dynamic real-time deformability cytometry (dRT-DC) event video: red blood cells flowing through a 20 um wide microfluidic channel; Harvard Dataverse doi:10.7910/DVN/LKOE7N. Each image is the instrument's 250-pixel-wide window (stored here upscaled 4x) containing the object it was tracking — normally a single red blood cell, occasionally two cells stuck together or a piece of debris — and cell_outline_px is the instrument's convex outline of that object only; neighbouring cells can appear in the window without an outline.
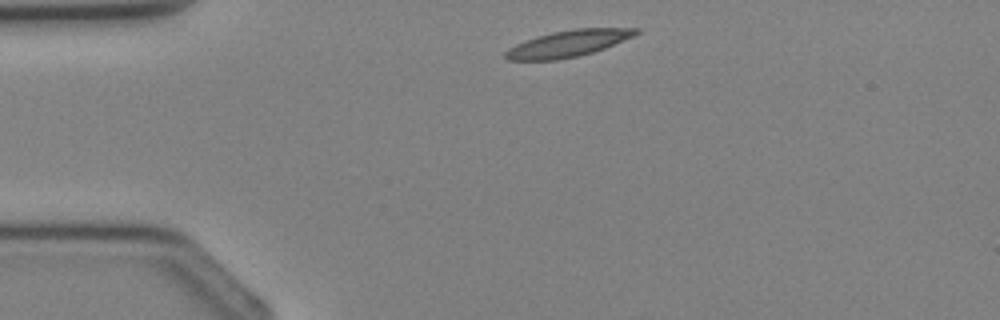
{"species": "Egyptian fruit bat (a non-hibernating species)", "species_latin": "Rousettus aegyptiacus", "temperature_condition": "cold", "stored_images_in_passage": 2, "camera_frame_rate_fps": 3000, "um_per_image_px": 0.085, "animal": {"sex": "female"}, "frame": {"image": 1, "passage_image": 1, "time_ms": 0.0, "image_size_px": [1000, 320], "cell_outline_px": [[640, 32], [636, 36], [604, 48], [592, 52], [576, 56], [556, 60], [508, 60], [504, 56], [504, 52], [508, 48], [516, 44], [536, 36], [552, 32], [572, 28], [640, 28]], "centroid_in_image_um": [48.31, 3.69], "position_along_channel_um": 36.7, "area_um2": 20.23}}
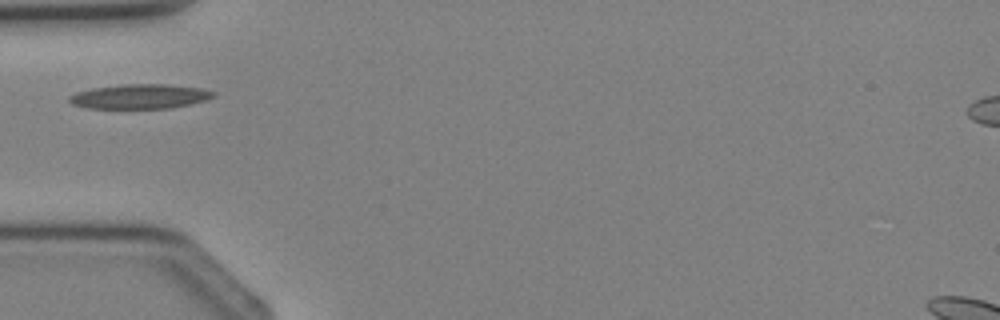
{"frame": {"image": 2, "passage_image": 2, "time_ms": 1.333, "image_size_px": [1000, 320], "cell_outline_px": [[216, 92], [212, 96], [204, 100], [188, 104], [168, 108], [88, 108], [72, 104], [68, 100], [68, 96], [76, 92], [92, 88], [124, 84], [164, 84], [204, 88]], "centroid_in_image_um": [11.85, 8.19], "position_along_channel_um": 73.2, "area_um2": 20.46}}